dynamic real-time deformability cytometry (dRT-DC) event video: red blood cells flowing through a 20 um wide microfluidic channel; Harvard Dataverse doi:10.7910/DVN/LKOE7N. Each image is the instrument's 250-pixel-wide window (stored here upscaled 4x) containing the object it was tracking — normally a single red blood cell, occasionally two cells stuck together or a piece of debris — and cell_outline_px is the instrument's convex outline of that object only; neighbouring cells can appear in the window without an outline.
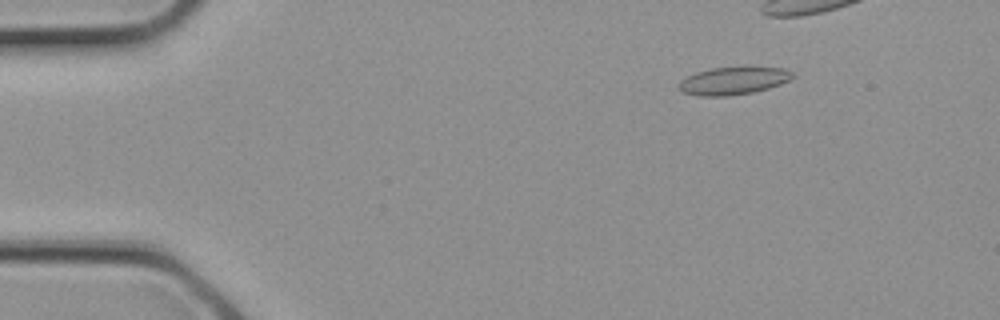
{"species": "common noctule bat (a hibernating species)", "species_latin": "Nyctalus noctula", "temperature_condition": "cold", "stored_images_in_passage": 4, "camera_frame_rate_fps": 3000, "um_per_image_px": 0.085, "animal": {"sex": "female", "body_mass_g": 21.9}, "frame": {"image": 1, "passage_image": 1, "time_ms": 0.0, "image_size_px": [1000, 320], "cell_outline_px": [[796, 76], [780, 84], [768, 88], [752, 92], [728, 96], [696, 96], [684, 92], [680, 88], [680, 80], [696, 72], [712, 68], [744, 64], [784, 68], [792, 72]], "centroid_in_image_um": [62.39, 6.81], "position_along_channel_um": 22.6, "area_um2": 18.96}}
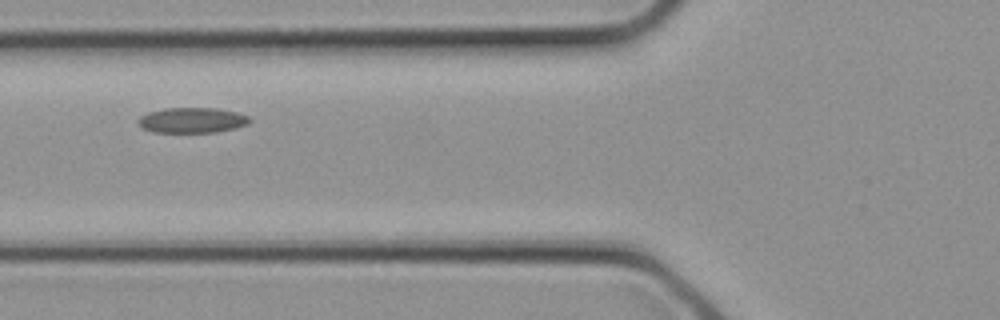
{"frame": {"image": 2, "passage_image": 4, "time_ms": 1.0, "image_size_px": [1000, 320], "cell_outline_px": [[252, 120], [248, 124], [236, 128], [216, 132], [152, 132], [140, 128], [136, 124], [136, 120], [140, 116], [148, 112], [164, 108], [216, 108], [236, 112], [248, 116]], "centroid_in_image_um": [16.28, 10.22], "position_along_channel_um": 109.5, "area_um2": 16.7}}